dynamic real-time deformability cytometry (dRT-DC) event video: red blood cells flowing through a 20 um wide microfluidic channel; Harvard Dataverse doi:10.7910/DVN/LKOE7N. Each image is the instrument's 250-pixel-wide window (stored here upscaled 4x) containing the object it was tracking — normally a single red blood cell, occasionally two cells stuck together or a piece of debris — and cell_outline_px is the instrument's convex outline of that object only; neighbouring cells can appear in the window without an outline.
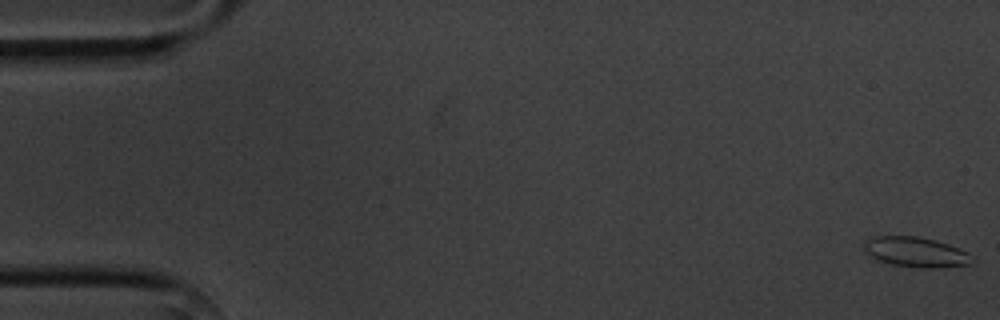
{"species": "common noctule bat (a hibernating species)", "species_latin": "Nyctalus noctula", "temperature_condition": "cold", "stored_images_in_passage": 8, "camera_frame_rate_fps": 3000, "um_per_image_px": 0.085, "animal": {"sex": "male", "body_mass_g": 20.1, "forearm_length_mm": 53.5}, "frame": {"image": 1, "passage_image": 1, "time_ms": 0.0, "image_size_px": [1000, 320], "cell_outline_px": [[976, 260], [972, 264], [932, 268], [920, 268], [892, 264], [872, 260], [864, 248], [864, 240], [872, 236], [916, 236], [936, 240], [948, 244], [968, 252]], "centroid_in_image_um": [77.83, 21.43], "position_along_channel_um": 7.2, "area_um2": 19.25}}
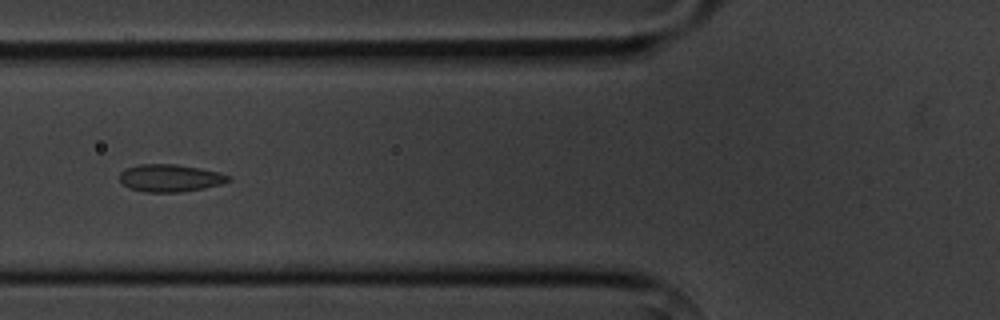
{"frame": {"image": 2, "passage_image": 6, "time_ms": 6.667, "image_size_px": [1000, 320], "cell_outline_px": [[232, 180], [220, 184], [204, 188], [180, 192], [144, 192], [128, 188], [120, 180], [120, 172], [124, 168], [136, 164], [176, 164], [200, 168], [220, 172], [232, 176]], "centroid_in_image_um": [14.46, 15.12], "position_along_channel_um": 111.3, "area_um2": 17.63}}
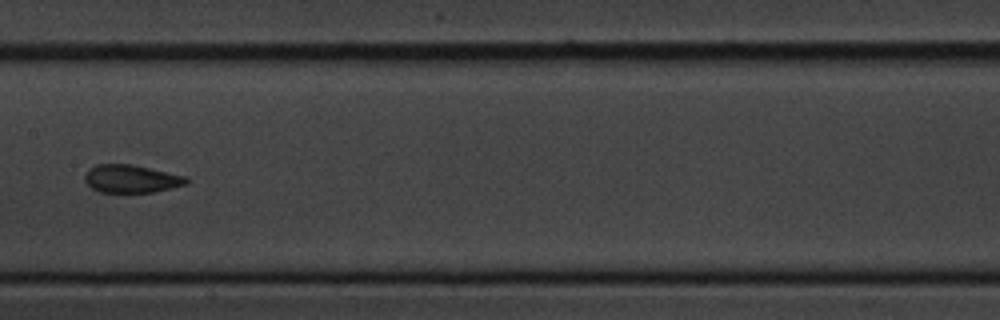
{"frame": {"image": 3, "passage_image": 8, "time_ms": 9.0, "image_size_px": [1000, 320], "cell_outline_px": [[188, 184], [172, 188], [152, 192], [100, 192], [92, 188], [84, 180], [84, 176], [88, 168], [96, 164], [132, 164], [184, 176], [188, 180]], "centroid_in_image_um": [11.12, 15.19], "position_along_channel_um": 196.3, "area_um2": 16.47}}